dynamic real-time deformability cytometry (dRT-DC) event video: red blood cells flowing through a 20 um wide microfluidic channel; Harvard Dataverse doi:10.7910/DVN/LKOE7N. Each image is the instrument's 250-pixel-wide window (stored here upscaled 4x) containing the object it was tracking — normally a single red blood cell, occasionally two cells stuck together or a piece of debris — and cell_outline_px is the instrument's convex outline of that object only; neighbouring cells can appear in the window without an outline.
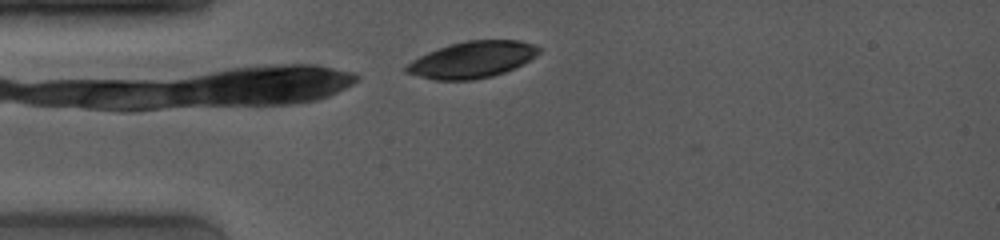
{"species": "common noctule bat (a hibernating species)", "species_latin": "Nyctalus noctula", "temperature_condition": "room temperature", "stored_images_in_passage": 43, "camera_frame_rate_fps": 4000, "um_per_image_px": 0.085, "animal": {"sex": "female", "body_mass_g": 19.0, "forearm_length_mm": 53.3}, "frame": {"image": 1, "passage_image": 2, "time_ms": 0.25, "image_size_px": [1000, 240], "cell_outline_px": [[540, 52], [536, 56], [504, 72], [492, 76], [472, 80], [432, 80], [404, 72], [404, 68], [412, 60], [436, 48], [448, 44], [468, 40], [520, 40], [536, 44], [540, 48]], "centroid_in_image_um": [40.12, 5.06], "position_along_channel_um": 44.9, "area_um2": 28.21}}
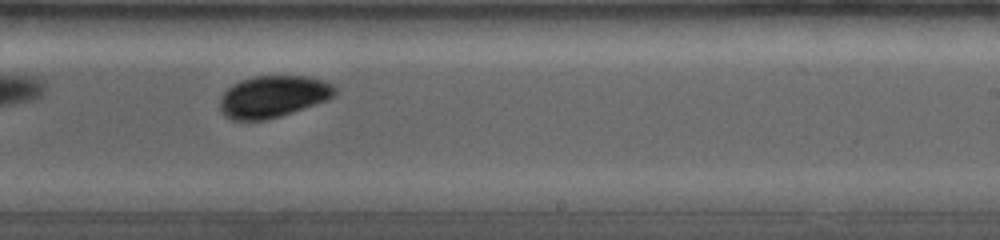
{"frame": {"image": 2, "passage_image": 26, "time_ms": 6.25, "image_size_px": [1000, 240], "cell_outline_px": [[336, 92], [328, 100], [280, 116], [264, 120], [232, 120], [224, 116], [220, 108], [220, 96], [232, 84], [240, 80], [256, 76], [308, 76], [324, 80], [332, 84], [336, 88]], "centroid_in_image_um": [23.2, 8.2], "position_along_channel_um": 265.8, "area_um2": 28.09}}
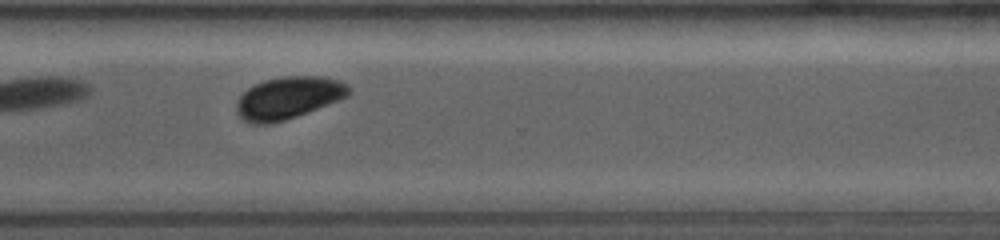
{"frame": {"image": 3, "passage_image": 34, "time_ms": 8.25, "image_size_px": [1000, 240], "cell_outline_px": [[352, 88], [348, 96], [340, 100], [296, 116], [272, 124], [248, 124], [236, 112], [236, 100], [252, 84], [264, 80], [284, 76], [320, 76], [340, 80], [348, 84]], "centroid_in_image_um": [24.5, 8.31], "position_along_channel_um": 346.1, "area_um2": 27.92}, "authors_computed_cell_mechanics": {"area_um2": 28.5532, "velocity_mm_per_s": 3.9878, "shape_relaxation_time_tau1_ms": 2.7528, "shape_relaxation_time_tau2_ms": 2.1229, "deformation_change_tau1": 0.1454, "deformation_change_tau2": 0.0415}}